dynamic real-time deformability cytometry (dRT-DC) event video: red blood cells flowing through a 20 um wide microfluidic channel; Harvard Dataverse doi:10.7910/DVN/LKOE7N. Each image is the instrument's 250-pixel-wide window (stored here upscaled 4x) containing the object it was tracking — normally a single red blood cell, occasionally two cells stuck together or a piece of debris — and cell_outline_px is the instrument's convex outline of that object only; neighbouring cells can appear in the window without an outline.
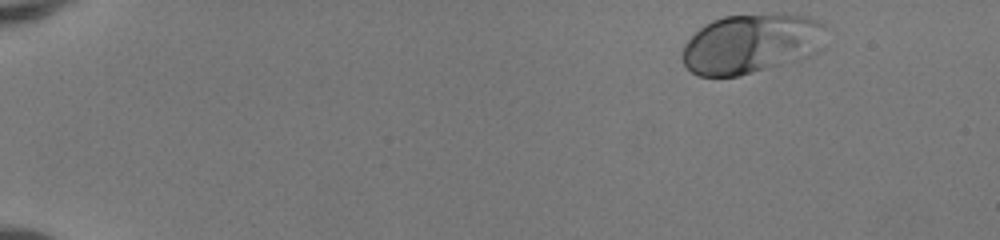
{"species": "human", "species_latin": "Homo sapiens", "temperature_condition": "room temperature", "stored_images_in_passage": 46, "camera_frame_rate_fps": 3000, "um_per_image_px": 0.085, "donor": {"sex": "female"}, "frame": {"image": 1, "passage_image": 1, "time_ms": 0.0, "image_size_px": [1000, 240], "cell_outline_px": [[824, 48], [820, 52], [812, 56], [752, 72], [736, 76], [696, 76], [684, 64], [680, 56], [684, 44], [704, 24], [712, 20], [724, 16], [772, 12], [780, 12], [808, 16], [824, 24]], "centroid_in_image_um": [63.89, 3.68], "position_along_channel_um": 21.1, "area_um2": 50.75}}
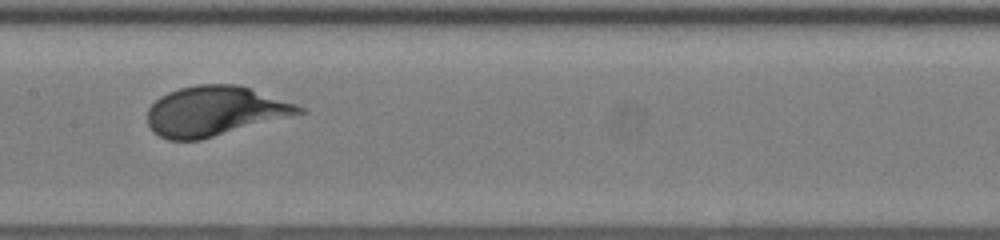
{"frame": {"image": 2, "passage_image": 23, "time_ms": 7.333, "image_size_px": [1000, 240], "cell_outline_px": [[308, 112], [200, 140], [168, 140], [152, 132], [148, 124], [148, 108], [160, 96], [168, 92], [180, 88], [196, 84], [240, 84], [296, 104], [304, 108]], "centroid_in_image_um": [18.26, 9.44], "position_along_channel_um": 189.1, "area_um2": 44.04}}
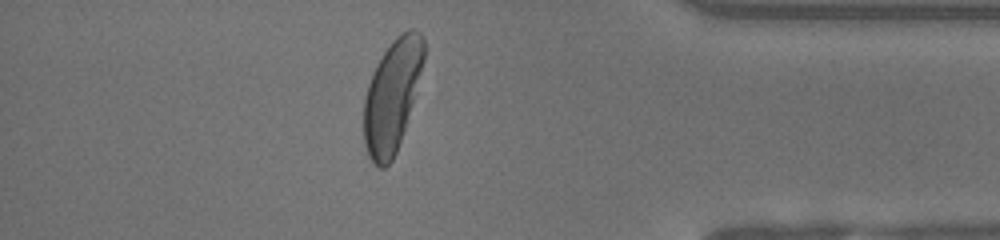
{"frame": {"image": 3, "passage_image": 40, "time_ms": 13.0, "image_size_px": [1000, 240], "cell_outline_px": [[424, 60], [404, 128], [396, 152], [392, 160], [384, 168], [380, 168], [368, 156], [364, 144], [364, 96], [368, 84], [384, 52], [392, 40], [396, 36], [408, 28], [412, 28], [420, 32], [424, 40]], "centroid_in_image_um": [33.31, 8.12], "position_along_channel_um": 401.9, "area_um2": 38.32}}